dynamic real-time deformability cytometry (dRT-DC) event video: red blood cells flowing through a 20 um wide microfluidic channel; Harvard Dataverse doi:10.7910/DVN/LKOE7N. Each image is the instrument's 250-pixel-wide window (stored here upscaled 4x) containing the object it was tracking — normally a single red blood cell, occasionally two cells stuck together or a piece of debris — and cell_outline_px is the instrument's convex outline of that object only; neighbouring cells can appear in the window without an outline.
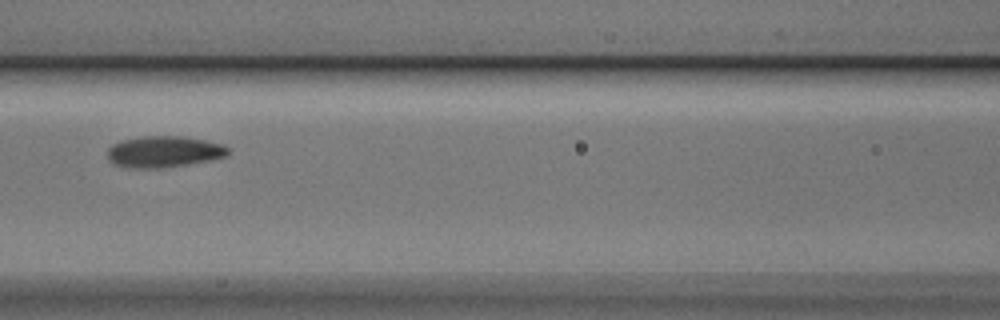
{"species": "Egyptian fruit bat (a non-hibernating species)", "species_latin": "Rousettus aegyptiacus", "temperature_condition": "cold", "stored_images_in_passage": 8, "camera_frame_rate_fps": 3000, "um_per_image_px": 0.085, "animal": {"sex": "male"}, "frame": {"image": 1, "passage_image": 5, "time_ms": 1.333, "image_size_px": [1000, 320], "cell_outline_px": [[228, 156], [212, 160], [188, 164], [160, 168], [132, 168], [112, 164], [108, 160], [108, 148], [112, 144], [124, 140], [144, 136], [184, 136], [224, 144], [228, 148]], "centroid_in_image_um": [13.94, 12.9], "position_along_channel_um": 152.7, "area_um2": 22.14}}
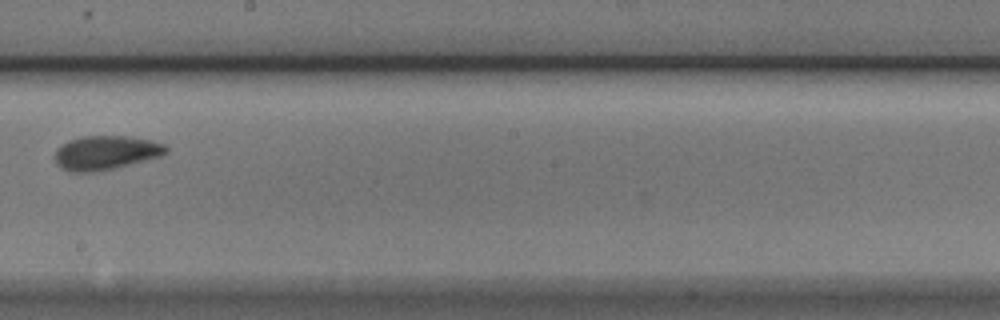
{"frame": {"image": 2, "passage_image": 7, "time_ms": 2.0, "image_size_px": [1000, 320], "cell_outline_px": [[168, 152], [160, 156], [112, 168], [92, 172], [72, 172], [56, 164], [56, 148], [60, 144], [68, 140], [84, 136], [128, 136], [148, 140], [164, 144], [168, 148]], "centroid_in_image_um": [8.96, 12.96], "position_along_channel_um": 239.2, "area_um2": 21.73}}
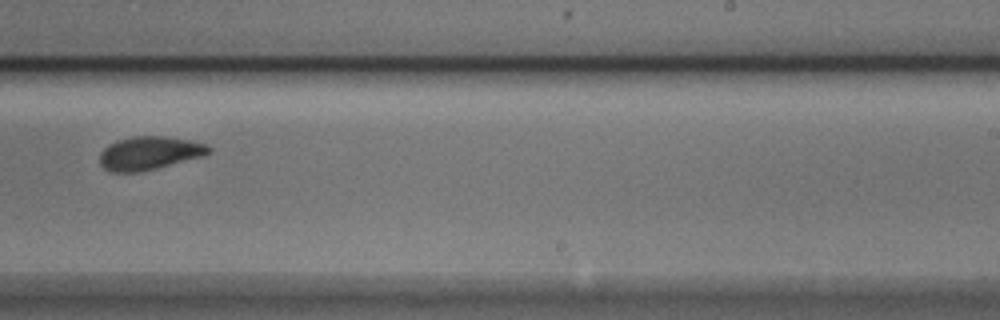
{"frame": {"image": 3, "passage_image": 8, "time_ms": 2.333, "image_size_px": [1000, 320], "cell_outline_px": [[212, 152], [204, 156], [156, 168], [136, 172], [112, 172], [104, 168], [100, 164], [100, 152], [108, 144], [116, 140], [132, 136], [164, 136], [192, 140], [208, 144], [212, 148]], "centroid_in_image_um": [12.72, 13.0], "position_along_channel_um": 276.3, "area_um2": 21.39}}